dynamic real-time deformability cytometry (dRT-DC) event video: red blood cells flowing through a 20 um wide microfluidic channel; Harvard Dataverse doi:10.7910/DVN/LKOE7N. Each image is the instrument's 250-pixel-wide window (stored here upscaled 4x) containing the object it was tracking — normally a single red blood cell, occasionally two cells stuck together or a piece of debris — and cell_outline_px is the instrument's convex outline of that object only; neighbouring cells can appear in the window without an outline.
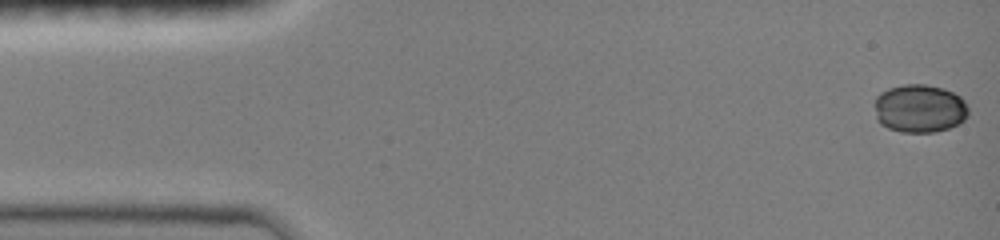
{"species": "common noctule bat (a hibernating species)", "species_latin": "Nyctalus noctula", "temperature_condition": "room temperature", "stored_images_in_passage": 46, "camera_frame_rate_fps": 3000, "um_per_image_px": 0.085, "animal": {"sex": "female", "body_mass_g": 19.0, "forearm_length_mm": 51.5}, "frame": {"image": 1, "passage_image": 1, "time_ms": 0.0, "image_size_px": [1000, 240], "cell_outline_px": [[968, 116], [964, 120], [948, 128], [932, 132], [900, 132], [888, 128], [880, 124], [876, 120], [876, 96], [880, 92], [888, 88], [904, 84], [924, 84], [944, 88], [960, 96], [964, 100], [968, 108]], "centroid_in_image_um": [78.16, 9.21], "position_along_channel_um": 6.8, "area_um2": 26.47}}
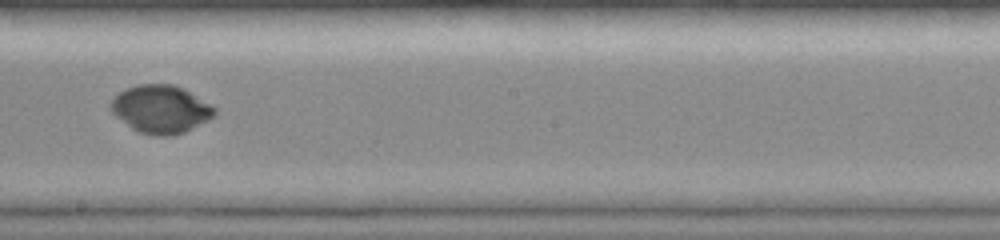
{"frame": {"image": 2, "passage_image": 27, "time_ms": 8.667, "image_size_px": [1000, 240], "cell_outline_px": [[216, 112], [208, 120], [184, 132], [172, 136], [156, 136], [140, 132], [132, 128], [116, 116], [108, 108], [108, 104], [124, 88], [136, 84], [172, 84], [184, 88], [212, 104], [216, 108]], "centroid_in_image_um": [13.66, 9.26], "position_along_channel_um": 234.5, "area_um2": 29.13}}
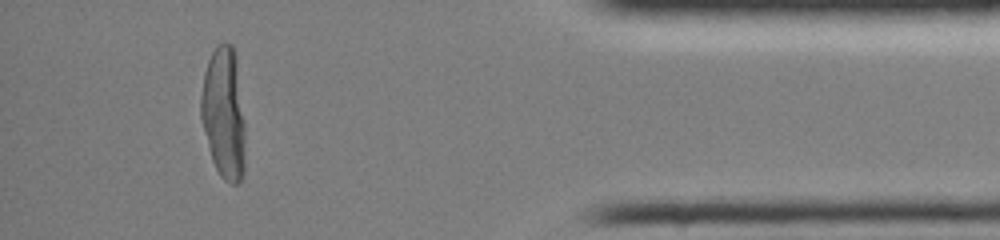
{"frame": {"image": 3, "passage_image": 43, "time_ms": 14.0, "image_size_px": [1000, 240], "cell_outline_px": [[244, 172], [240, 180], [236, 184], [232, 184], [224, 180], [220, 176], [212, 160], [200, 116], [200, 96], [204, 72], [208, 60], [216, 44], [232, 44], [236, 56], [244, 124]], "centroid_in_image_um": [19.0, 9.62], "position_along_channel_um": 416.2, "area_um2": 33.93}}